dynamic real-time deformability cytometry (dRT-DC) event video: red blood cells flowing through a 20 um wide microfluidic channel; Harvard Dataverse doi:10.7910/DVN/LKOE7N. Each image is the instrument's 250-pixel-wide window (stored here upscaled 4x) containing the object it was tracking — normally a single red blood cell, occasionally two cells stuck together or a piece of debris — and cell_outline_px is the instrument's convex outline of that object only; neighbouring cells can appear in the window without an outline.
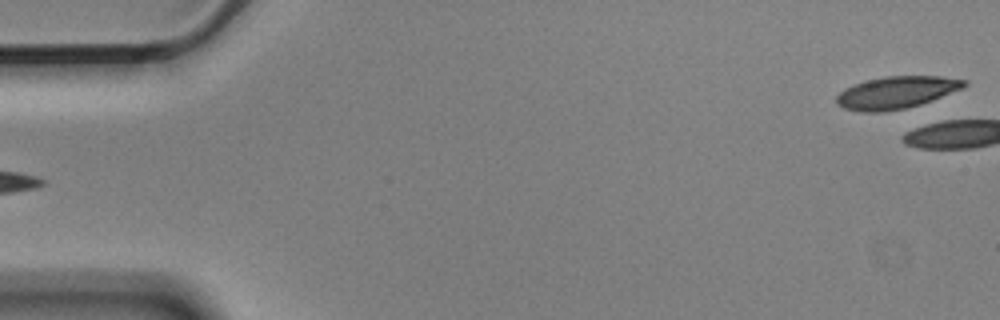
{"species": "Egyptian fruit bat (a non-hibernating species)", "species_latin": "Rousettus aegyptiacus", "temperature_condition": "cold", "stored_images_in_passage": 4, "segment_of_instrument_passage": [2, 2], "camera_frame_rate_fps": 3000, "um_per_image_px": 0.085, "animal": {"sex": "male"}, "frame": {"image": 1, "passage_image": 4, "time_ms": 1.0, "image_size_px": [1000, 320], "cell_outline_px": [[968, 84], [960, 88], [920, 104], [904, 108], [884, 112], [860, 112], [844, 108], [836, 104], [836, 96], [844, 88], [868, 80], [884, 76], [940, 76], [968, 80]], "centroid_in_image_um": [76.14, 7.86], "position_along_channel_um": 8.9, "area_um2": 23.7}}